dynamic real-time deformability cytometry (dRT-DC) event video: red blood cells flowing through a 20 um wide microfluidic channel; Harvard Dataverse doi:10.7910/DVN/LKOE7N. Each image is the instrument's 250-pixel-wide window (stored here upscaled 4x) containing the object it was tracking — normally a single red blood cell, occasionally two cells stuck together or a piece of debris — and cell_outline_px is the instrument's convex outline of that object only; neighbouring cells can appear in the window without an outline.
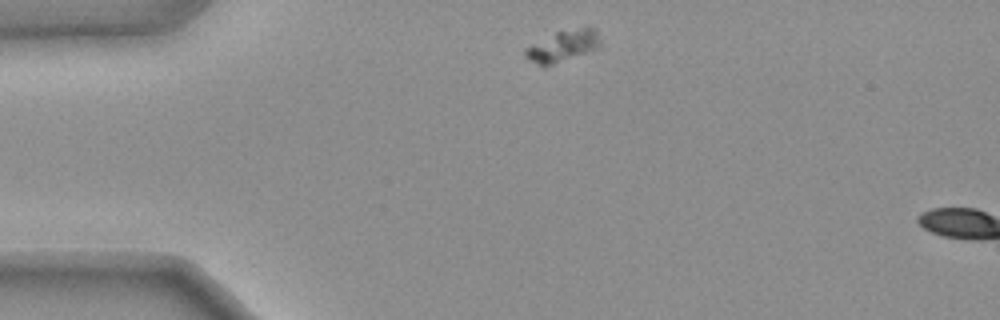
{"species": "common noctule bat (a hibernating species)", "species_latin": "Nyctalus noctula", "temperature_condition": "warm", "stored_images_in_passage": 4, "camera_frame_rate_fps": 3000, "um_per_image_px": 0.085, "animal": {"sex": "female", "body_mass_g": 25.1}, "frame": {"image": 1, "passage_image": 1, "time_ms": 0.0, "image_size_px": [1000, 320], "cell_outline_px": [[600, 44], [596, 48], [544, 68], [528, 60], [524, 56], [524, 48], [556, 32], [588, 24], [596, 28]], "centroid_in_image_um": [47.82, 3.89], "position_along_channel_um": 37.2, "area_um2": 13.93}}